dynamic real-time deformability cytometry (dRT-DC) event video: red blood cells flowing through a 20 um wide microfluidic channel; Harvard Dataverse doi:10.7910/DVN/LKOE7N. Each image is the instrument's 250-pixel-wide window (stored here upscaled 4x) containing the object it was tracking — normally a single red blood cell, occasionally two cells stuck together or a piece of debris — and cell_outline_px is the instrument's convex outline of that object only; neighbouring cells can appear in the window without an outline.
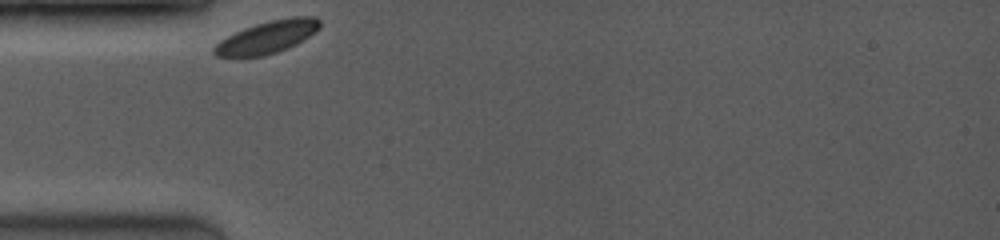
{"species": "common noctule bat (a hibernating species)", "species_latin": "Nyctalus noctula", "temperature_condition": "room temperature", "stored_images_in_passage": 20, "camera_frame_rate_fps": 3500, "um_per_image_px": 0.085, "animal": {"sex": "female", "body_mass_g": 19.0, "forearm_length_mm": 53.3}, "frame": {"image": 1, "passage_image": 1, "time_ms": 0.0, "image_size_px": [1000, 240], "cell_outline_px": [[320, 28], [316, 32], [296, 44], [288, 48], [264, 56], [216, 56], [212, 52], [212, 48], [220, 40], [244, 28], [268, 20], [288, 16], [316, 16], [320, 20]], "centroid_in_image_um": [22.76, 3.13], "position_along_channel_um": 62.2, "area_um2": 20.06}}
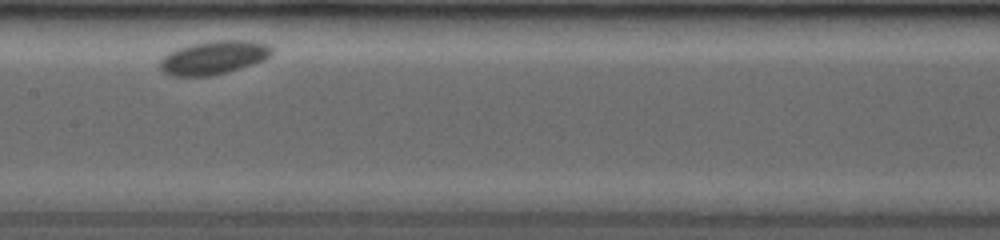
{"frame": {"image": 2, "passage_image": 9, "time_ms": 3.714, "image_size_px": [1000, 240], "cell_outline_px": [[276, 48], [272, 56], [264, 60], [228, 72], [212, 76], [172, 76], [164, 72], [160, 68], [160, 60], [168, 52], [176, 48], [192, 44], [216, 40], [248, 40], [268, 44]], "centroid_in_image_um": [18.21, 4.89], "position_along_channel_um": 189.2, "area_um2": 22.14}}
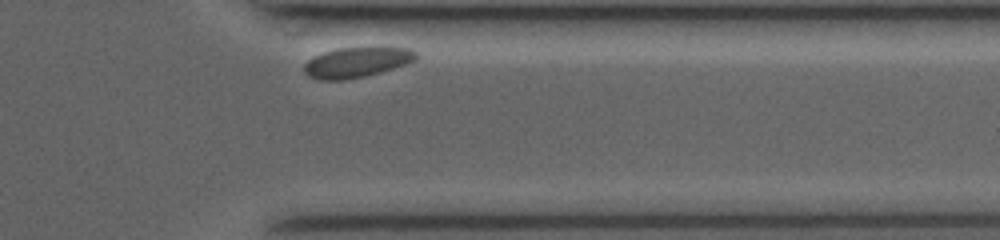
{"frame": {"image": 3, "passage_image": 20, "time_ms": 9.143, "image_size_px": [1000, 240], "cell_outline_px": [[420, 56], [416, 60], [380, 72], [364, 76], [344, 80], [320, 80], [308, 76], [304, 72], [304, 64], [312, 56], [336, 48], [408, 48], [416, 52]], "centroid_in_image_um": [30.28, 5.3], "position_along_channel_um": 381.1, "area_um2": 19.54}}